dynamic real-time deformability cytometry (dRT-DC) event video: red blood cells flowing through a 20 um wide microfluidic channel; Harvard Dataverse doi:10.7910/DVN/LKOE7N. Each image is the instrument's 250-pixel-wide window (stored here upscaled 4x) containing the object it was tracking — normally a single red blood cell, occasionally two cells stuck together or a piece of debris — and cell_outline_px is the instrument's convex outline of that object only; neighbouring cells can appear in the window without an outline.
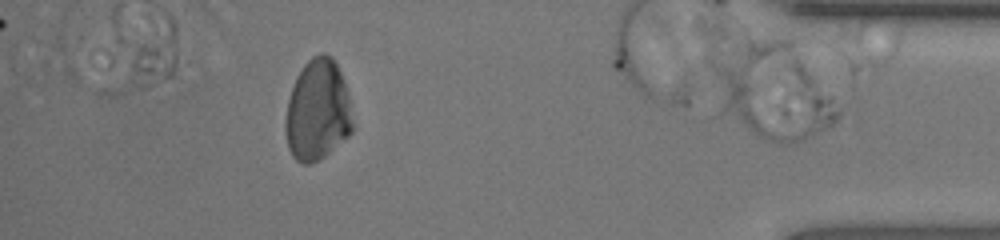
{"species": "human", "species_latin": "Homo sapiens", "temperature_condition": "room temperature", "stored_images_in_passage": 39, "segment_of_instrument_passage": [2, 2], "camera_frame_rate_fps": 3000, "um_per_image_px": 0.085, "donor": {"sex": "female"}, "frame": {"image": 1, "passage_image": 34, "time_ms": 11.0, "image_size_px": [1000, 240], "cell_outline_px": [[352, 132], [348, 136], [320, 160], [312, 164], [304, 164], [296, 160], [292, 156], [288, 148], [284, 128], [284, 124], [288, 100], [292, 88], [304, 64], [312, 56], [320, 52], [324, 52], [332, 56], [344, 80], [348, 92], [352, 124]], "centroid_in_image_um": [26.98, 9.4], "position_along_channel_um": 408.2, "area_um2": 39.71}}